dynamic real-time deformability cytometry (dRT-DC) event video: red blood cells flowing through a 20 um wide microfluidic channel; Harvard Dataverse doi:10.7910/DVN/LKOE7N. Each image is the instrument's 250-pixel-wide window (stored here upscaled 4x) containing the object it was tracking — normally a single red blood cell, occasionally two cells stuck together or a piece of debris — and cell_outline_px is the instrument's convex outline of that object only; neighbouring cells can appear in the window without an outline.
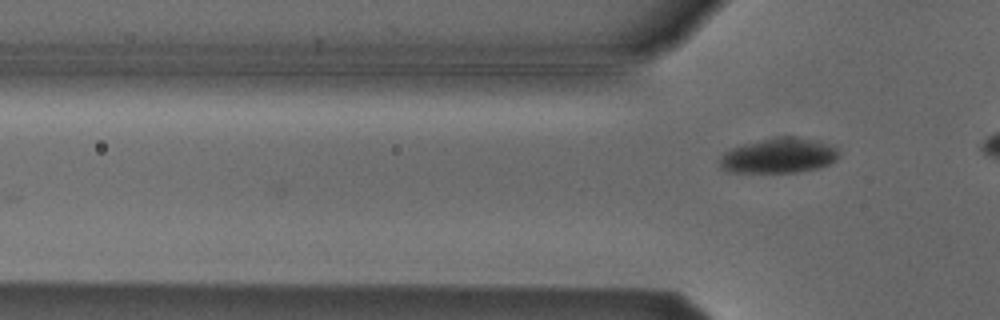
{"species": "Egyptian fruit bat (a non-hibernating species)", "species_latin": "Rousettus aegyptiacus", "temperature_condition": "cold", "stored_images_in_passage": 2, "camera_frame_rate_fps": 3000, "um_per_image_px": 0.085, "animal": {"sex": "male"}, "frame": {"image": 1, "passage_image": 2, "time_ms": 0.333, "image_size_px": [1000, 320], "cell_outline_px": [[840, 152], [836, 160], [828, 164], [816, 168], [796, 172], [728, 172], [720, 168], [720, 156], [724, 152], [740, 144], [780, 136], [796, 136], [820, 140], [836, 144]], "centroid_in_image_um": [66.24, 13.2], "position_along_channel_um": 59.6, "area_um2": 24.8}}